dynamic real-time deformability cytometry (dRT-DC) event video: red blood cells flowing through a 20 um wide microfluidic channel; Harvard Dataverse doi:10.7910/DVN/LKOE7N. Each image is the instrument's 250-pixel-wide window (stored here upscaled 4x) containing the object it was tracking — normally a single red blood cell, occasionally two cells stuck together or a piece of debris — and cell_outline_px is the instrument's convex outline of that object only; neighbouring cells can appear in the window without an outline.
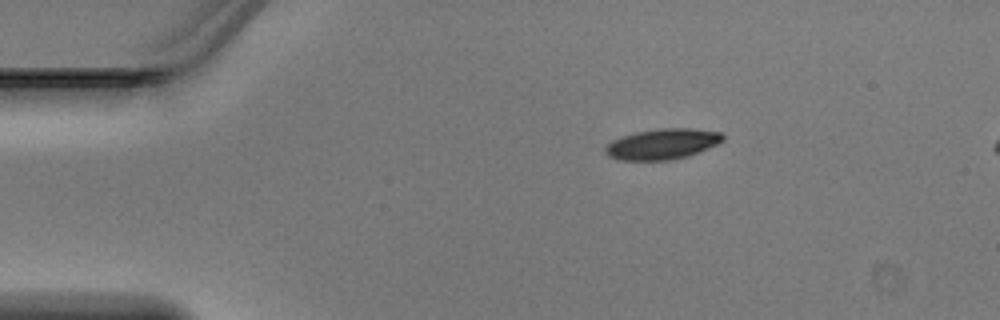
{"species": "Egyptian fruit bat (a non-hibernating species)", "species_latin": "Rousettus aegyptiacus", "temperature_condition": "warm", "stored_images_in_passage": 40, "camera_frame_rate_fps": 3000, "um_per_image_px": 0.085, "animal": {"sex": "male"}, "frame": {"image": 1, "passage_image": 1, "time_ms": 0.0, "image_size_px": [1000, 320], "cell_outline_px": [[724, 140], [708, 148], [688, 156], [668, 160], [620, 160], [608, 156], [604, 152], [604, 148], [612, 140], [636, 132], [660, 128], [692, 128], [720, 132], [724, 136]], "centroid_in_image_um": [56.29, 12.24], "position_along_channel_um": 28.7, "area_um2": 20.87}}
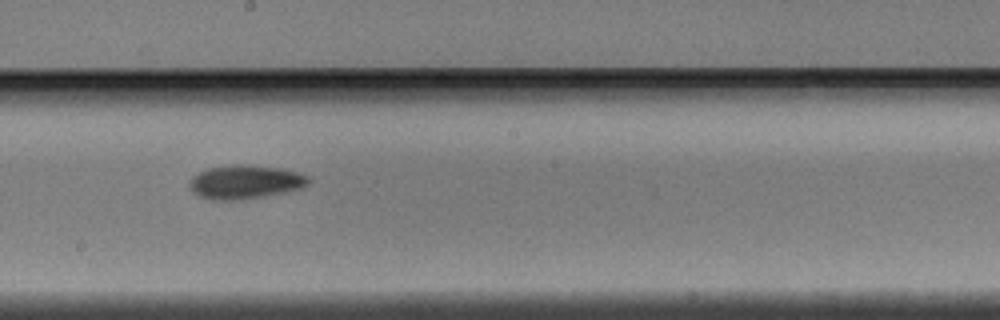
{"frame": {"image": 2, "passage_image": 19, "time_ms": 6.0, "image_size_px": [1000, 320], "cell_outline_px": [[312, 180], [308, 184], [300, 188], [288, 192], [240, 200], [212, 200], [200, 196], [192, 192], [188, 188], [188, 184], [192, 176], [208, 168], [232, 164], [244, 164], [280, 168], [296, 172], [308, 176]], "centroid_in_image_um": [20.82, 15.47], "position_along_channel_um": 227.4, "area_um2": 23.64}}
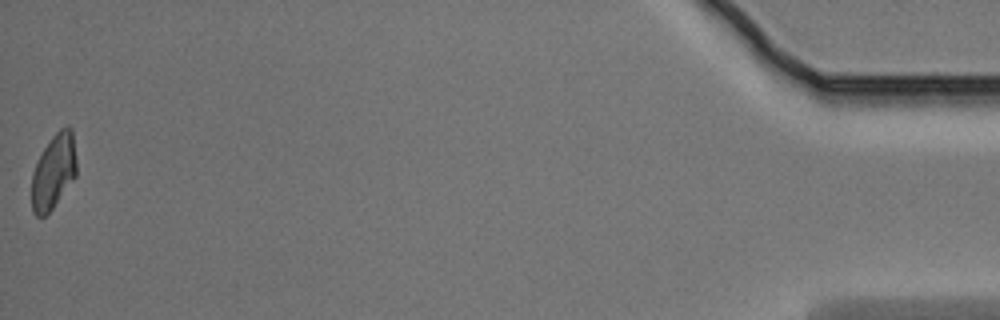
{"frame": {"image": 3, "passage_image": 40, "time_ms": 13.0, "image_size_px": [1000, 320], "cell_outline_px": [[76, 176], [52, 208], [44, 216], [36, 216], [32, 212], [32, 172], [44, 148], [52, 136], [60, 128], [68, 124], [72, 128], [76, 160]], "centroid_in_image_um": [4.56, 14.55], "position_along_channel_um": 430.6, "area_um2": 19.42}}